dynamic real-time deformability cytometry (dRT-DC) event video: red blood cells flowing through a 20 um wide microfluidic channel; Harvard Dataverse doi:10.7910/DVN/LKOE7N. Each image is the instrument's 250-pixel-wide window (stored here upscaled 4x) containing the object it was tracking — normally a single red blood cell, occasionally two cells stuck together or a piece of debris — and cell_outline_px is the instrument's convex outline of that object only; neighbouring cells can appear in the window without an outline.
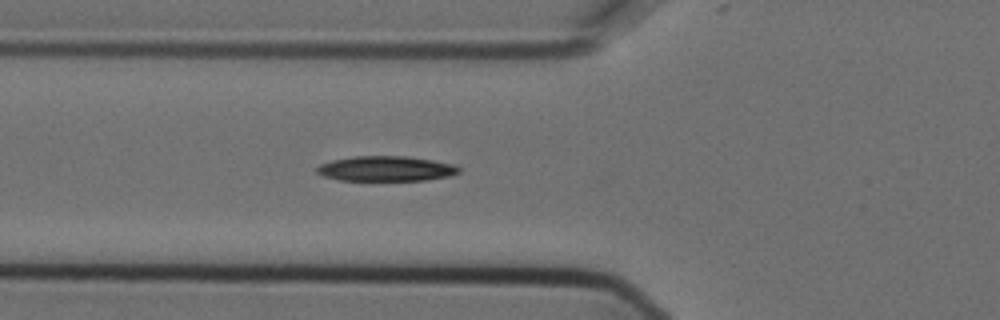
{"species": "Egyptian fruit bat (a non-hibernating species)", "species_latin": "Rousettus aegyptiacus", "temperature_condition": "cold", "stored_images_in_passage": 6, "camera_frame_rate_fps": 3000, "um_per_image_px": 0.085, "animal": {"sex": "female"}, "frame": {"image": 1, "passage_image": 6, "time_ms": 1.667, "image_size_px": [1000, 320], "cell_outline_px": [[460, 172], [452, 176], [424, 180], [340, 180], [324, 176], [316, 172], [316, 168], [320, 164], [332, 160], [352, 156], [408, 156], [456, 164], [460, 168]], "centroid_in_image_um": [32.84, 14.33], "position_along_channel_um": 93.0, "area_um2": 20.87}}